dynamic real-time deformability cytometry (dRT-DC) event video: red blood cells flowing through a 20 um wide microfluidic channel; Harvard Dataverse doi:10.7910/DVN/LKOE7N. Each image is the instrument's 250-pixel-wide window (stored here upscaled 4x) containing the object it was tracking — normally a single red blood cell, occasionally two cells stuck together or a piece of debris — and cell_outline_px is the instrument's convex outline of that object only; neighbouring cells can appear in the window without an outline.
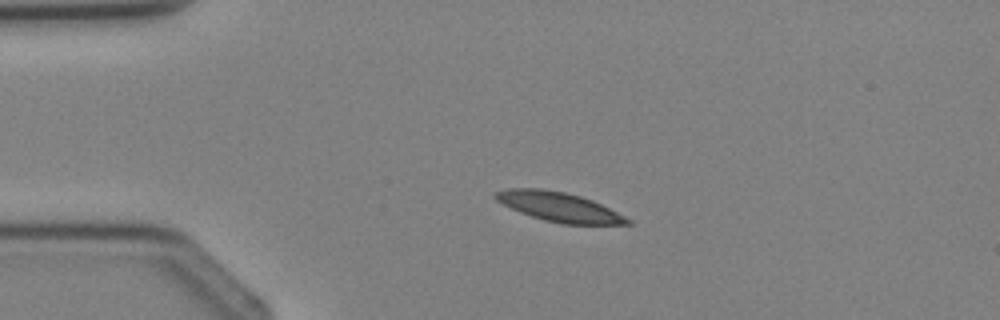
{"species": "Egyptian fruit bat (a non-hibernating species)", "species_latin": "Rousettus aegyptiacus", "temperature_condition": "cold", "stored_images_in_passage": 3, "segment_of_instrument_passage": [1, 2], "camera_frame_rate_fps": 3000, "um_per_image_px": 0.085, "animal": {"sex": "female"}, "frame": {"image": 1, "passage_image": 1, "time_ms": 0.0, "image_size_px": [1000, 320], "cell_outline_px": [[632, 224], [564, 224], [544, 220], [520, 212], [496, 200], [492, 196], [492, 192], [508, 188], [544, 188], [564, 192], [580, 196], [592, 200], [632, 220]], "centroid_in_image_um": [47.47, 17.57], "position_along_channel_um": 37.5, "area_um2": 22.43}}